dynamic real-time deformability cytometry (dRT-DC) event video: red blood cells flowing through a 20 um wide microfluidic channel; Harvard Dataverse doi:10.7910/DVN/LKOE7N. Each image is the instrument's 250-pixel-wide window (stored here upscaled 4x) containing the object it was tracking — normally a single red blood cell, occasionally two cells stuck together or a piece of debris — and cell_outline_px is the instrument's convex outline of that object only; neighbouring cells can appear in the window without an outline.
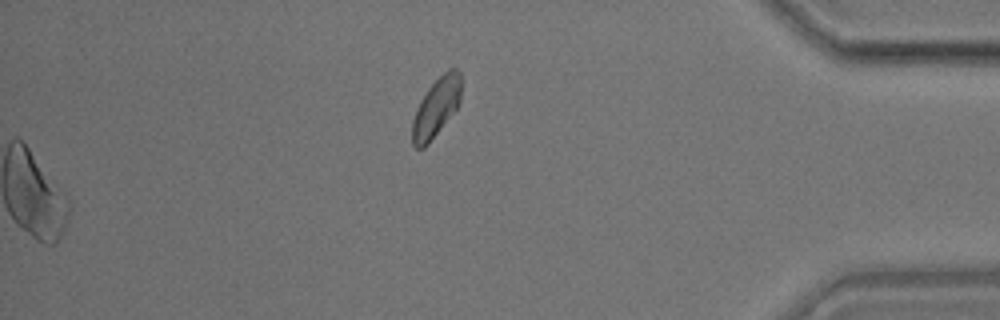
{"species": "common noctule bat (a hibernating species)", "species_latin": "Nyctalus noctula", "temperature_condition": "room temperature", "stored_images_in_passage": 48, "segment_of_instrument_passage": [2, 2], "camera_frame_rate_fps": 3000, "um_per_image_px": 0.085, "animal": {"sex": "male", "body_mass_g": 17.9}, "frame": {"image": 1, "passage_image": 48, "time_ms": 15.667, "image_size_px": [1000, 320], "cell_outline_px": [[460, 100], [456, 108], [428, 144], [424, 148], [416, 148], [412, 144], [412, 120], [416, 108], [420, 100], [428, 88], [448, 68], [456, 68], [460, 72]], "centroid_in_image_um": [37.05, 9.13], "position_along_channel_um": 398.2, "area_um2": 16.53}}